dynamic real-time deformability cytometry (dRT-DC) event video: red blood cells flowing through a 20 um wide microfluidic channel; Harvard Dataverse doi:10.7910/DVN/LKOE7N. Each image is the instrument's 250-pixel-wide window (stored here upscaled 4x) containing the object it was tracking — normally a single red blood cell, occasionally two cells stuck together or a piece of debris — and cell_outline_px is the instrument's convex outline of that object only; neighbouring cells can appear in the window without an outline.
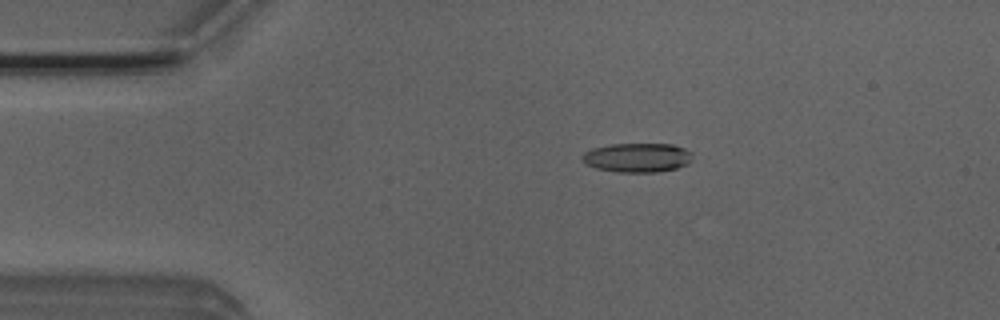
{"species": "Egyptian fruit bat (a non-hibernating species)", "species_latin": "Rousettus aegyptiacus", "temperature_condition": "room temperature", "stored_images_in_passage": 51, "camera_frame_rate_fps": 3000, "um_per_image_px": 0.085, "animal": {"sex": "male"}, "frame": {"image": 1, "passage_image": 10, "time_ms": 3.0, "image_size_px": [1000, 320], "cell_outline_px": [[692, 160], [688, 164], [676, 168], [656, 172], [616, 172], [596, 168], [584, 164], [580, 160], [580, 156], [584, 152], [592, 148], [612, 144], [672, 144], [684, 148], [692, 152]], "centroid_in_image_um": [54.14, 13.4], "position_along_channel_um": 30.9, "area_um2": 19.02}}
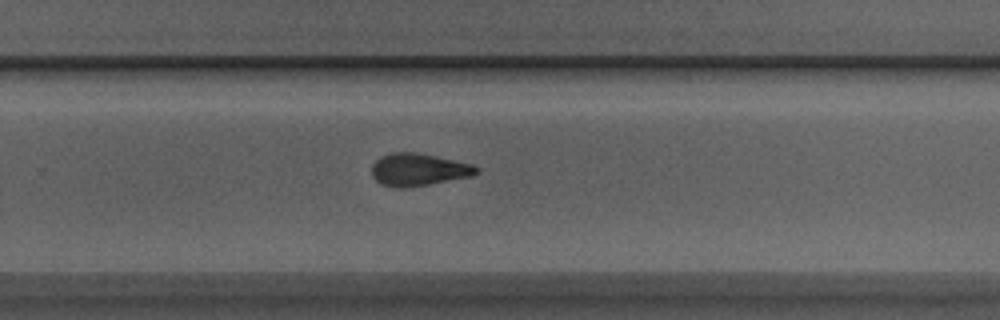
{"frame": {"image": 2, "passage_image": 33, "time_ms": 10.667, "image_size_px": [1000, 320], "cell_outline_px": [[480, 172], [472, 176], [428, 184], [404, 188], [396, 188], [380, 184], [372, 176], [372, 164], [380, 156], [392, 152], [416, 152], [436, 156], [472, 164], [480, 168]], "centroid_in_image_um": [35.56, 14.41], "position_along_channel_um": 294.2, "area_um2": 19.88}}
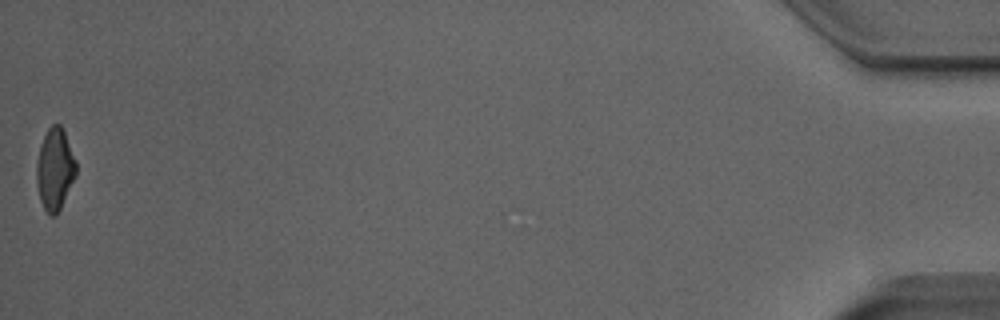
{"frame": {"image": 3, "passage_image": 51, "time_ms": 16.667, "image_size_px": [1000, 320], "cell_outline_px": [[76, 176], [56, 216], [48, 216], [40, 200], [36, 180], [36, 164], [40, 144], [48, 128], [52, 124], [60, 124], [64, 132], [76, 160]], "centroid_in_image_um": [4.65, 14.39], "position_along_channel_um": 430.5, "area_um2": 18.84}, "authors_computed_cell_mechanics": {"area_um2": 19.652, "velocity_mm_per_s": 4.0223, "shape_relaxation_time_tau1_ms": 4.859, "shape_relaxation_time_tau2_ms": 2.9105, "deformation_change_tau1": 0.1769, "deformation_change_tau2": 0.1114}}